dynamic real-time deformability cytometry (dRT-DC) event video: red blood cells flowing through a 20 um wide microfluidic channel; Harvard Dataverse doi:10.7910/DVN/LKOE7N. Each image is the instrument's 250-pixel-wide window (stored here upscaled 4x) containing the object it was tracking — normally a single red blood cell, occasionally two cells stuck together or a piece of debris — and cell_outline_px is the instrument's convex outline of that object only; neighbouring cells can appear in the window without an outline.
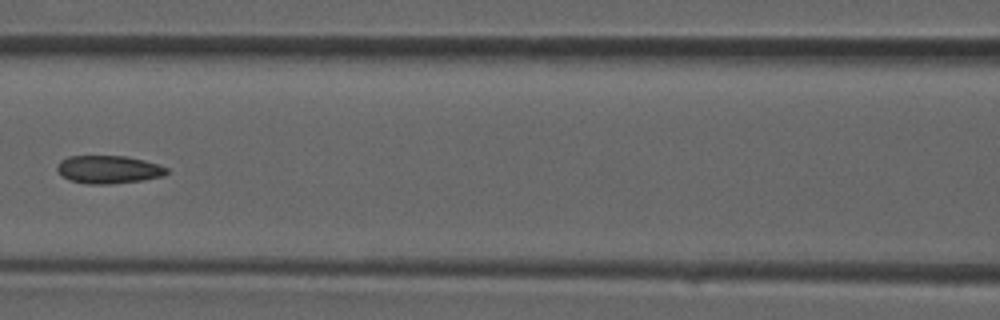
{"species": "common noctule bat (a hibernating species)", "species_latin": "Nyctalus noctula", "temperature_condition": "room temperature", "stored_images_in_passage": 29, "camera_frame_rate_fps": 3000, "um_per_image_px": 0.085, "animal": {"sex": "male", "forearm_length_mm": 52.5}, "frame": {"image": 1, "passage_image": 9, "time_ms": 2.667, "image_size_px": [1000, 320], "cell_outline_px": [[168, 172], [164, 176], [144, 180], [108, 184], [88, 184], [72, 180], [64, 176], [56, 168], [60, 160], [68, 156], [124, 156], [144, 160], [160, 164], [168, 168]], "centroid_in_image_um": [9.28, 14.4], "position_along_channel_um": 157.3, "area_um2": 17.8}}
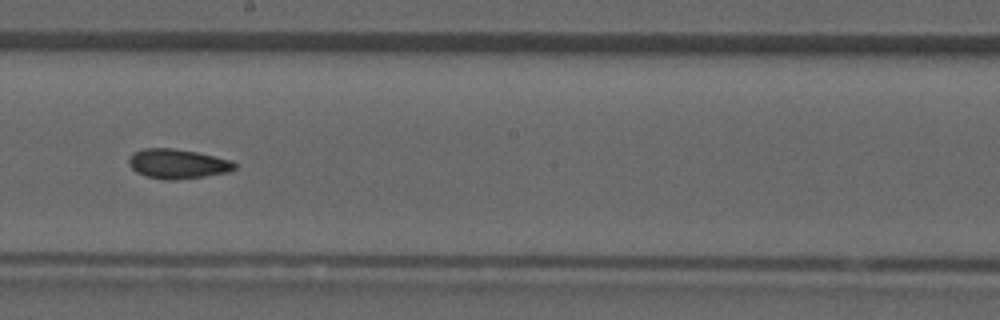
{"frame": {"image": 2, "passage_image": 13, "time_ms": 4.0, "image_size_px": [1000, 320], "cell_outline_px": [[236, 168], [228, 172], [204, 176], [172, 180], [164, 180], [144, 176], [136, 172], [128, 164], [128, 160], [132, 152], [144, 148], [172, 148], [196, 152], [232, 160], [236, 164]], "centroid_in_image_um": [15.06, 13.92], "position_along_channel_um": 233.1, "area_um2": 18.32}}